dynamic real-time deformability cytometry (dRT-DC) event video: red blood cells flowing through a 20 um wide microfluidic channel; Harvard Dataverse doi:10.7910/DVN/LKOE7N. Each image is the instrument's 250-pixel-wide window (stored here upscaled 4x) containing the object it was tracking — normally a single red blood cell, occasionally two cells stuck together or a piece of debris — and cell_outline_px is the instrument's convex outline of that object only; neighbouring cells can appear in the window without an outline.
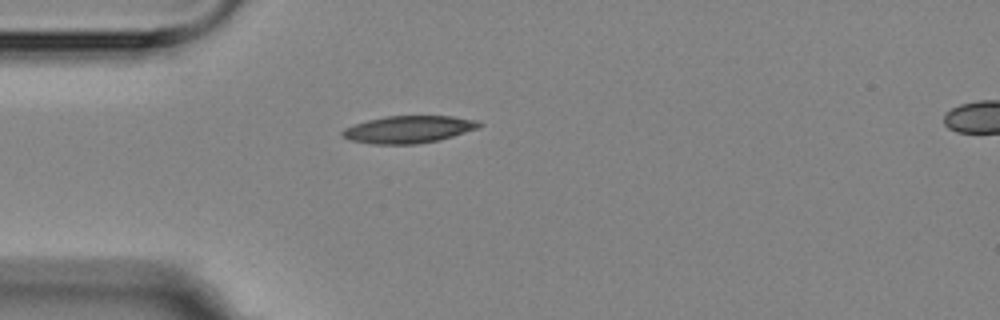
{"species": "Egyptian fruit bat (a non-hibernating species)", "species_latin": "Rousettus aegyptiacus", "temperature_condition": "room temperature", "stored_images_in_passage": 2, "segment_of_instrument_passage": [1, 2], "camera_frame_rate_fps": 3000, "um_per_image_px": 0.085, "animal": {"sex": "female"}, "frame": {"image": 1, "passage_image": 1, "time_ms": 0.0, "image_size_px": [1000, 320], "cell_outline_px": [[484, 124], [476, 128], [452, 136], [436, 140], [416, 144], [372, 144], [352, 140], [344, 136], [340, 132], [344, 128], [352, 124], [384, 116], [452, 116], [480, 120]], "centroid_in_image_um": [34.72, 10.98], "position_along_channel_um": 50.3, "area_um2": 21.62}}